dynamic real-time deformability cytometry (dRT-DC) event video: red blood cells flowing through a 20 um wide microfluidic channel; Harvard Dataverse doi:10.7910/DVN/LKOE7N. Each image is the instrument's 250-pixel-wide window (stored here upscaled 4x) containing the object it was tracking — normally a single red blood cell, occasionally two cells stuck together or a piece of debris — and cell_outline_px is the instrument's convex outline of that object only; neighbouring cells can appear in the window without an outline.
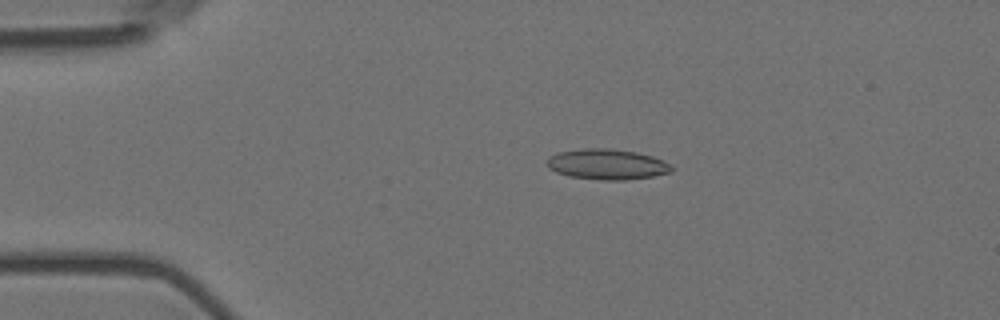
{"species": "Egyptian fruit bat (a non-hibernating species)", "species_latin": "Rousettus aegyptiacus", "temperature_condition": "room temperature", "stored_images_in_passage": 6, "camera_frame_rate_fps": 3000, "um_per_image_px": 0.085, "animal": {"sex": "female"}, "frame": {"image": 1, "passage_image": 3, "time_ms": 0.667, "image_size_px": [1000, 320], "cell_outline_px": [[676, 168], [672, 172], [652, 176], [624, 180], [600, 180], [568, 176], [556, 172], [548, 168], [548, 156], [560, 152], [584, 148], [612, 148], [636, 152], [652, 156]], "centroid_in_image_um": [51.59, 13.97], "position_along_channel_um": 33.4, "area_um2": 22.14}}
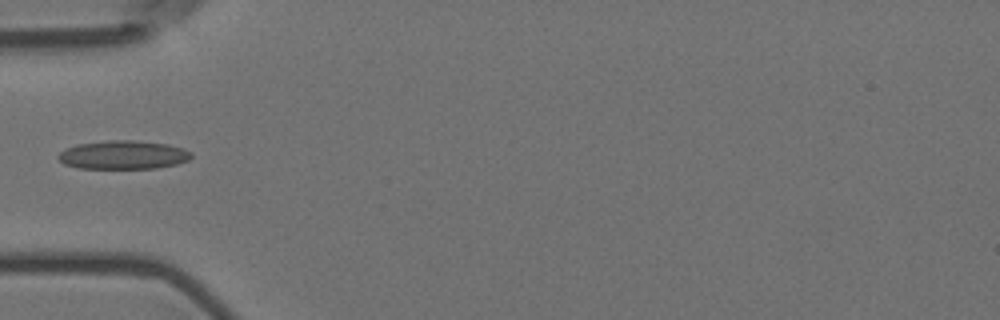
{"frame": {"image": 2, "passage_image": 5, "time_ms": 1.333, "image_size_px": [1000, 320], "cell_outline_px": [[192, 156], [188, 160], [176, 164], [156, 168], [80, 168], [64, 164], [56, 156], [64, 148], [76, 144], [108, 140], [132, 140], [168, 144], [184, 148], [192, 152]], "centroid_in_image_um": [10.46, 13.15], "position_along_channel_um": 74.5, "area_um2": 22.25}}
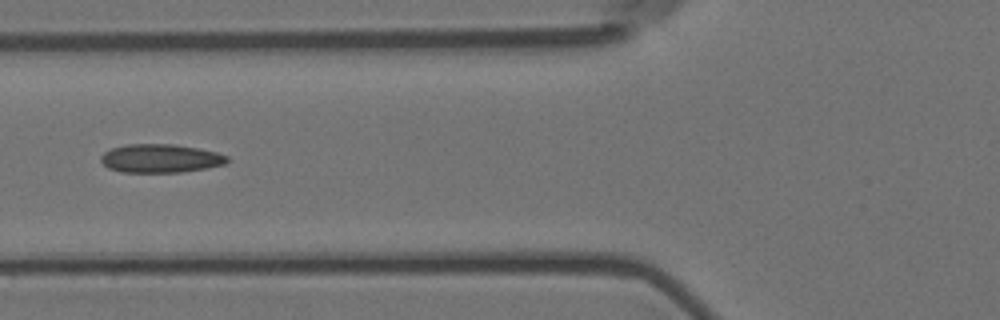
{"frame": {"image": 3, "passage_image": 6, "time_ms": 1.667, "image_size_px": [1000, 320], "cell_outline_px": [[228, 160], [224, 164], [204, 168], [180, 172], [120, 172], [108, 168], [100, 160], [100, 156], [104, 152], [112, 148], [128, 144], [172, 144], [196, 148], [216, 152], [228, 156]], "centroid_in_image_um": [13.6, 13.46], "position_along_channel_um": 112.2, "area_um2": 20.81}}